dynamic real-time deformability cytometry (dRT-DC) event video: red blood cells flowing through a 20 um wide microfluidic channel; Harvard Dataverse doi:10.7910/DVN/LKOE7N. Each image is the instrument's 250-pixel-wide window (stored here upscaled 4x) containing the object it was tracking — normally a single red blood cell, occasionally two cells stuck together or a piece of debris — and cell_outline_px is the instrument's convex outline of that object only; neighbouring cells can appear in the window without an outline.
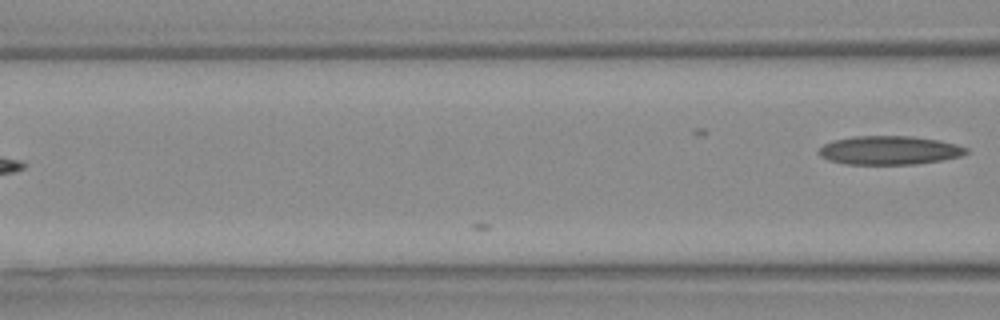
{"species": "Egyptian fruit bat (a non-hibernating species)", "species_latin": "Rousettus aegyptiacus", "temperature_condition": "warm", "stored_images_in_passage": 7, "camera_frame_rate_fps": 3000, "um_per_image_px": 0.085, "animal": {"sex": "female"}, "frame": {"image": 1, "passage_image": 7, "time_ms": 2.0, "image_size_px": [1000, 320], "cell_outline_px": [[968, 152], [960, 156], [940, 160], [916, 164], [848, 164], [828, 160], [820, 156], [816, 152], [824, 144], [836, 140], [852, 136], [912, 136], [940, 140], [956, 144], [968, 148]], "centroid_in_image_um": [75.59, 12.77], "position_along_channel_um": 91.0, "area_um2": 24.62}}